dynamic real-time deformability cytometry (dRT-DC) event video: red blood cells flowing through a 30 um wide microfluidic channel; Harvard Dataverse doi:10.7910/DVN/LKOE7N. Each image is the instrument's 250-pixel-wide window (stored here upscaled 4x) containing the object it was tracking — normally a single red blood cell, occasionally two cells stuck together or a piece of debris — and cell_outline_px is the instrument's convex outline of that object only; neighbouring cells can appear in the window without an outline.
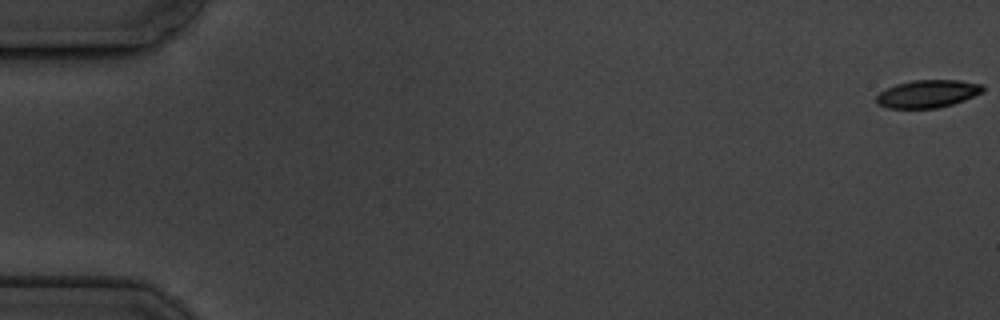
{"species": "common noctule bat (a hibernating species)", "species_latin": "Nyctalus noctula", "temperature_condition": "cold", "stored_images_in_passage": 7, "camera_frame_rate_fps": 3000, "um_per_image_px": 0.085, "animal": {"sex": "male", "body_mass_g": 19.5, "forearm_length_mm": 54.6}, "frame": {"image": 1, "passage_image": 1, "time_ms": 0.0, "image_size_px": [1000, 320], "cell_outline_px": [[984, 92], [964, 100], [952, 104], [936, 108], [888, 108], [876, 104], [876, 96], [880, 92], [896, 84], [912, 80], [960, 80], [984, 84]], "centroid_in_image_um": [78.87, 7.96], "position_along_channel_um": 6.1, "area_um2": 17.28}}
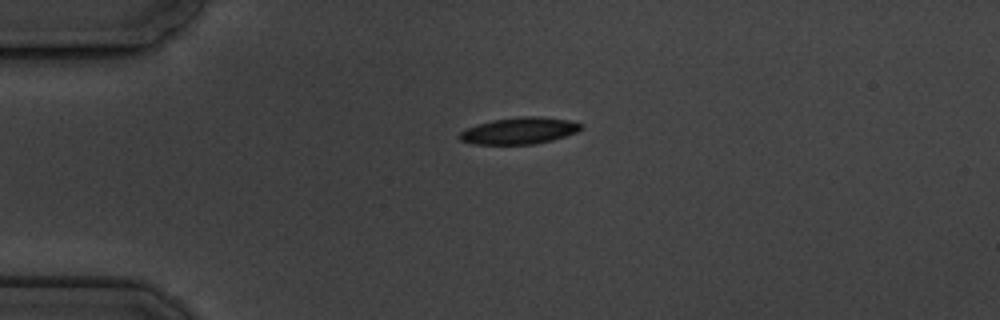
{"frame": {"image": 2, "passage_image": 5, "time_ms": 4.667, "image_size_px": [1000, 320], "cell_outline_px": [[584, 128], [576, 132], [552, 140], [532, 144], [472, 144], [460, 140], [456, 136], [464, 128], [476, 124], [492, 120], [520, 116], [540, 116], [568, 120], [584, 124]], "centroid_in_image_um": [44.1, 11.1], "position_along_channel_um": 40.9, "area_um2": 19.07}}